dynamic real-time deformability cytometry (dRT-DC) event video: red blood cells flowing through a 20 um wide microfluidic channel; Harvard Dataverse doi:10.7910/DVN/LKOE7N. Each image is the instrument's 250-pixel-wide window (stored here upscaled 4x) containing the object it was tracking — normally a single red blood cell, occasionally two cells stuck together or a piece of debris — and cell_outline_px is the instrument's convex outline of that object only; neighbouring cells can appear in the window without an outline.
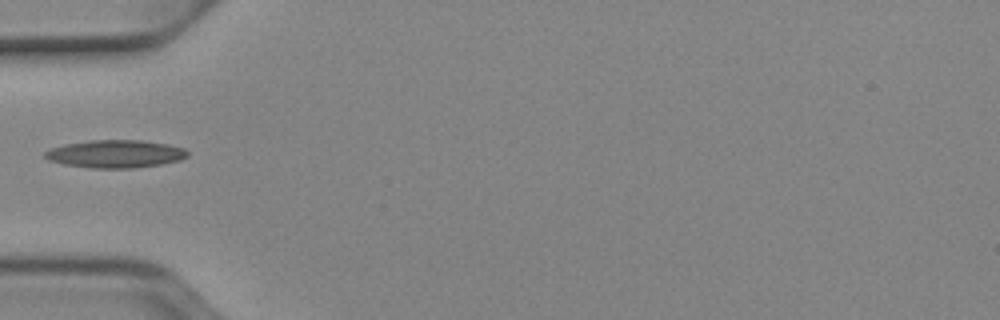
{"species": "Egyptian fruit bat (a non-hibernating species)", "species_latin": "Rousettus aegyptiacus", "temperature_condition": "cold", "stored_images_in_passage": 21, "camera_frame_rate_fps": 3000, "um_per_image_px": 0.085, "animal": {"sex": "female"}, "frame": {"image": 1, "passage_image": 1, "time_ms": 0.0, "image_size_px": [1000, 320], "cell_outline_px": [[188, 156], [180, 160], [160, 164], [132, 168], [88, 168], [64, 164], [48, 160], [44, 156], [44, 152], [52, 148], [68, 144], [88, 140], [140, 140], [168, 144], [184, 148], [188, 152]], "centroid_in_image_um": [9.81, 13.08], "position_along_channel_um": 75.2, "area_um2": 23.0}}
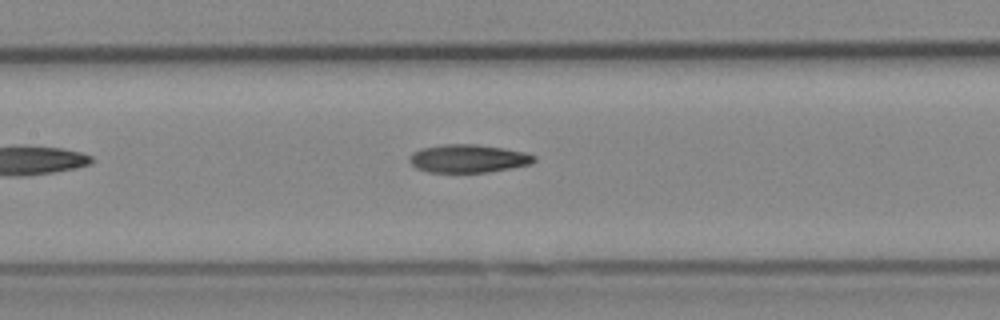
{"frame": {"image": 2, "passage_image": 8, "time_ms": 2.333, "image_size_px": [1000, 320], "cell_outline_px": [[536, 160], [532, 164], [512, 168], [488, 172], [428, 172], [416, 168], [408, 160], [412, 152], [420, 148], [444, 144], [476, 144], [504, 148], [524, 152], [536, 156]], "centroid_in_image_um": [39.8, 13.47], "position_along_channel_um": 167.6, "area_um2": 20.58}}
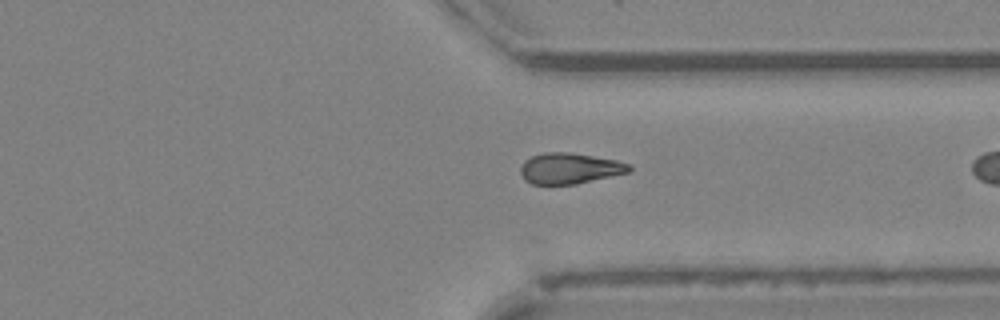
{"frame": {"image": 3, "passage_image": 20, "time_ms": 6.333, "image_size_px": [1000, 320], "cell_outline_px": [[632, 172], [576, 184], [532, 184], [524, 180], [520, 172], [520, 168], [524, 160], [532, 156], [544, 152], [568, 152], [616, 160], [632, 164]], "centroid_in_image_um": [48.45, 14.31], "position_along_channel_um": 363.0, "area_um2": 19.71}}